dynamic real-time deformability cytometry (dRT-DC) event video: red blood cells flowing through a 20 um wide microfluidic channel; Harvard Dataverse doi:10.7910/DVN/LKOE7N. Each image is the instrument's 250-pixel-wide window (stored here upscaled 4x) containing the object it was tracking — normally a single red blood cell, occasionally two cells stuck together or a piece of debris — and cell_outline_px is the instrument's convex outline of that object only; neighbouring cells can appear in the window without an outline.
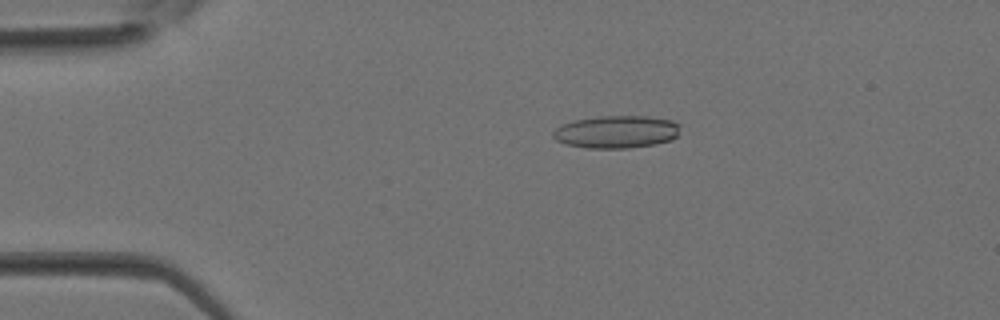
{"species": "Egyptian fruit bat (a non-hibernating species)", "species_latin": "Rousettus aegyptiacus", "temperature_condition": "room temperature", "stored_images_in_passage": 36, "camera_frame_rate_fps": 3000, "um_per_image_px": 0.085, "animal": {"sex": "female"}, "frame": {"image": 1, "passage_image": 7, "time_ms": 2.0, "image_size_px": [1000, 320], "cell_outline_px": [[680, 124], [676, 136], [672, 140], [656, 144], [628, 148], [588, 148], [568, 144], [556, 140], [552, 136], [552, 132], [556, 128], [564, 124], [576, 120], [600, 116], [648, 116], [672, 120]], "centroid_in_image_um": [52.42, 11.2], "position_along_channel_um": 32.6, "area_um2": 24.04}}
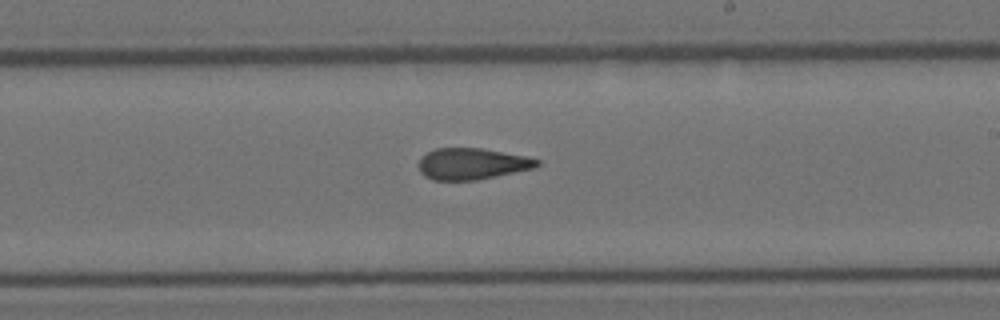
{"frame": {"image": 2, "passage_image": 21, "time_ms": 6.667, "image_size_px": [1000, 320], "cell_outline_px": [[540, 164], [532, 168], [476, 180], [432, 180], [424, 176], [420, 172], [416, 164], [420, 156], [436, 148], [480, 148], [528, 156], [540, 160]], "centroid_in_image_um": [40.05, 13.92], "position_along_channel_um": 248.9, "area_um2": 21.73}}
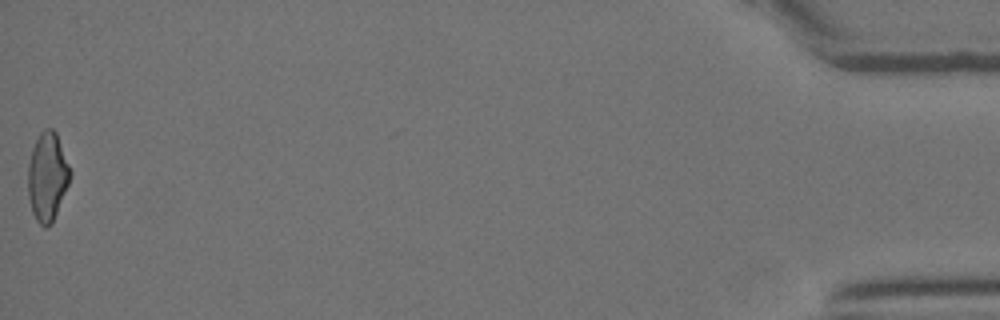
{"frame": {"image": 3, "passage_image": 36, "time_ms": 11.667, "image_size_px": [1000, 320], "cell_outline_px": [[72, 172], [68, 184], [52, 224], [48, 228], [44, 228], [36, 220], [32, 212], [28, 196], [28, 164], [32, 148], [40, 132], [44, 128], [52, 128], [56, 132]], "centroid_in_image_um": [4.02, 15.03], "position_along_channel_um": 431.2, "area_um2": 21.85}}